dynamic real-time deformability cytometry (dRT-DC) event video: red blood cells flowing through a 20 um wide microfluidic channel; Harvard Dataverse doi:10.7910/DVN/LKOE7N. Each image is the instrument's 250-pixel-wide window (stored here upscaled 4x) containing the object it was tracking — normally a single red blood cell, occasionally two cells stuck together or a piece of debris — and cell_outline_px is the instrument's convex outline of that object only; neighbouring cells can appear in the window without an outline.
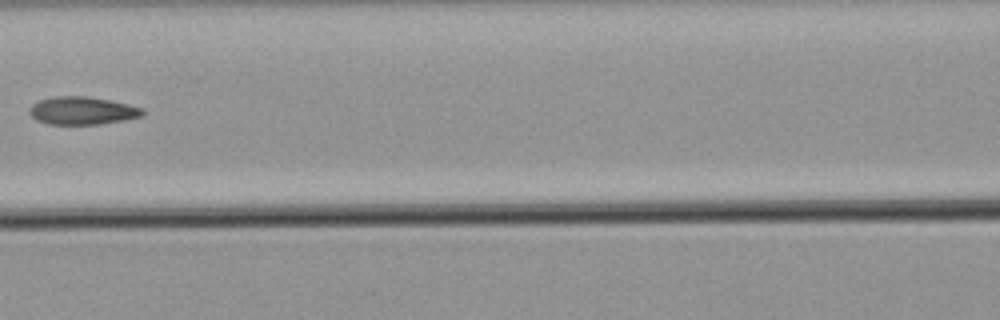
{"species": "common noctule bat (a hibernating species)", "species_latin": "Nyctalus noctula", "temperature_condition": "warm", "stored_images_in_passage": 4, "camera_frame_rate_fps": 3000, "um_per_image_px": 0.085, "animal": {"sex": "male", "body_mass_g": 21.5, "forearm_length_mm": 52.0}, "frame": {"image": 1, "passage_image": 3, "time_ms": 0.667, "image_size_px": [1000, 320], "cell_outline_px": [[144, 112], [140, 116], [124, 120], [100, 124], [48, 124], [36, 120], [28, 112], [28, 108], [32, 104], [40, 100], [56, 96], [88, 96], [128, 104], [144, 108]], "centroid_in_image_um": [6.97, 9.4], "position_along_channel_um": 159.6, "area_um2": 18.32}}